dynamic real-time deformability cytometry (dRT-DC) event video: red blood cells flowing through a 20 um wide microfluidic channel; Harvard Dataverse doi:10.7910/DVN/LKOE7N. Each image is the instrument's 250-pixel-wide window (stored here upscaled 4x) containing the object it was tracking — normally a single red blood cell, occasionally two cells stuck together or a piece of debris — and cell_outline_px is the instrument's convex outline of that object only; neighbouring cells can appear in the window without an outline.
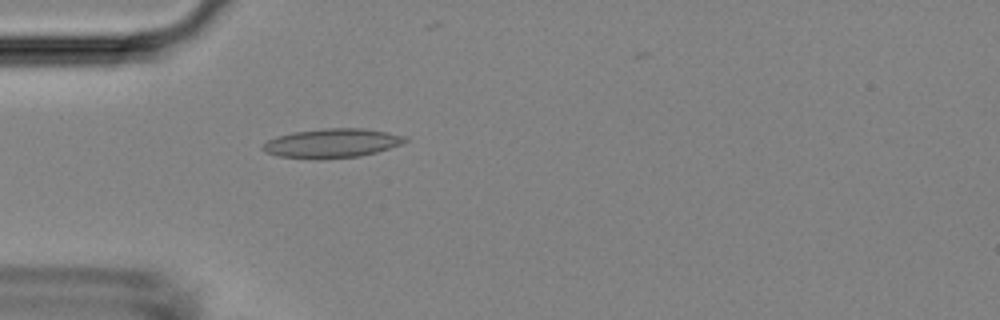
{"species": "Egyptian fruit bat (a non-hibernating species)", "species_latin": "Rousettus aegyptiacus", "temperature_condition": "room temperature", "stored_images_in_passage": 3, "camera_frame_rate_fps": 3000, "um_per_image_px": 0.085, "animal": {"sex": "female"}, "frame": {"image": 1, "passage_image": 3, "time_ms": 3.0, "image_size_px": [1000, 320], "cell_outline_px": [[408, 140], [400, 144], [376, 152], [360, 156], [320, 160], [316, 160], [280, 156], [264, 152], [260, 148], [268, 140], [276, 136], [292, 132], [324, 128], [364, 128], [388, 132], [404, 136]], "centroid_in_image_um": [28.17, 12.18], "position_along_channel_um": 56.8, "area_um2": 24.33}}